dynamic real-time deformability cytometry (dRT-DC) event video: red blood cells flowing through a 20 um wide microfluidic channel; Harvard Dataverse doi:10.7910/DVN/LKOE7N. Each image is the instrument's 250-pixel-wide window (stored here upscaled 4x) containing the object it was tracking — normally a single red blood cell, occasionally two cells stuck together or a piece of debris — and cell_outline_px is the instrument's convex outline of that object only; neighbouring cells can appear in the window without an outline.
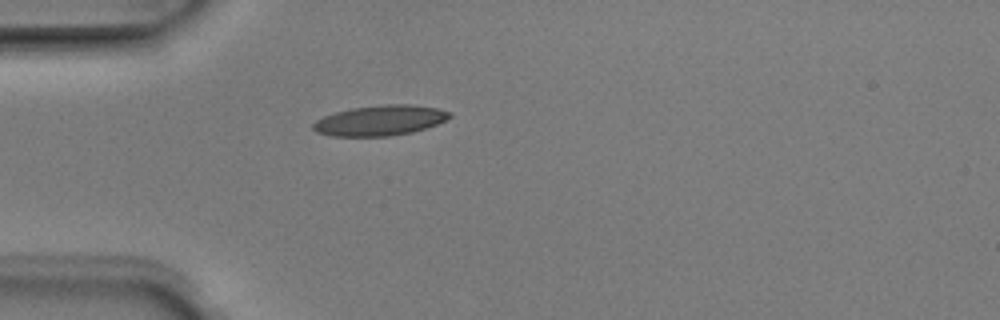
{"species": "Egyptian fruit bat (a non-hibernating species)", "species_latin": "Rousettus aegyptiacus", "temperature_condition": "room temperature", "stored_images_in_passage": 1, "camera_frame_rate_fps": 3000, "um_per_image_px": 0.085, "animal": {"sex": "male"}, "frame": {"image": 1, "passage_image": 1, "time_ms": 0.0, "image_size_px": [1000, 320], "cell_outline_px": [[452, 116], [436, 124], [412, 132], [392, 136], [332, 136], [316, 132], [312, 128], [312, 124], [316, 120], [324, 116], [336, 112], [352, 108], [388, 104], [408, 104], [436, 108], [452, 112]], "centroid_in_image_um": [32.29, 10.24], "position_along_channel_um": 52.7, "area_um2": 23.93}}